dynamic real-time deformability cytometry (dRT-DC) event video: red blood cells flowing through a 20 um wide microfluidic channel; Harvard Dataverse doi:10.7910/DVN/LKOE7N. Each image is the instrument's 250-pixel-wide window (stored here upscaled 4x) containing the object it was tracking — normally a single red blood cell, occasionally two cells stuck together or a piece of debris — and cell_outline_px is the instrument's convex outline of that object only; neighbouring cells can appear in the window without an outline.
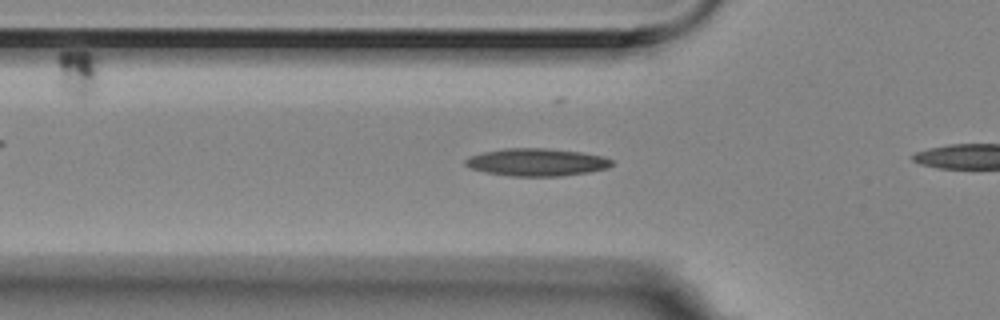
{"species": "Egyptian fruit bat (a non-hibernating species)", "species_latin": "Rousettus aegyptiacus", "temperature_condition": "room temperature", "stored_images_in_passage": 31, "camera_frame_rate_fps": 3000, "um_per_image_px": 0.085, "animal": {"sex": "female"}, "frame": {"image": 1, "passage_image": 4, "time_ms": 1.0, "image_size_px": [1000, 320], "cell_outline_px": [[612, 164], [608, 168], [588, 172], [560, 176], [512, 176], [484, 172], [472, 168], [464, 164], [464, 160], [468, 156], [484, 152], [504, 148], [548, 148], [580, 152], [604, 156], [612, 160]], "centroid_in_image_um": [45.61, 13.78], "position_along_channel_um": 80.2, "area_um2": 23.52}}
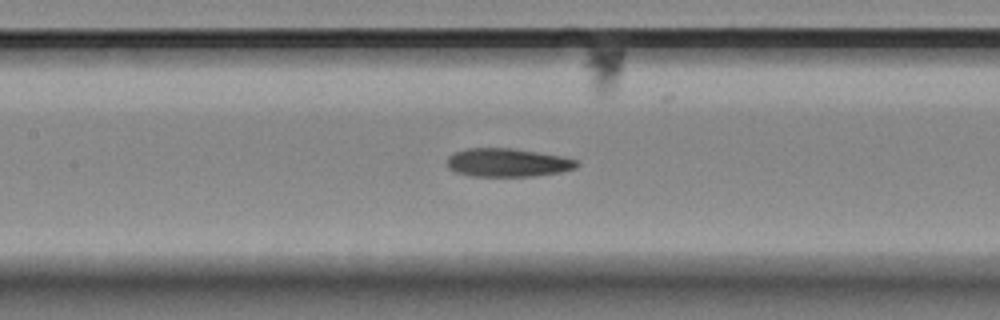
{"frame": {"image": 2, "passage_image": 11, "time_ms": 3.333, "image_size_px": [1000, 320], "cell_outline_px": [[580, 164], [576, 168], [560, 172], [536, 176], [472, 176], [456, 172], [448, 168], [448, 156], [452, 152], [468, 148], [512, 148], [560, 156], [576, 160]], "centroid_in_image_um": [43.13, 13.82], "position_along_channel_um": 164.3, "area_um2": 21.44}}
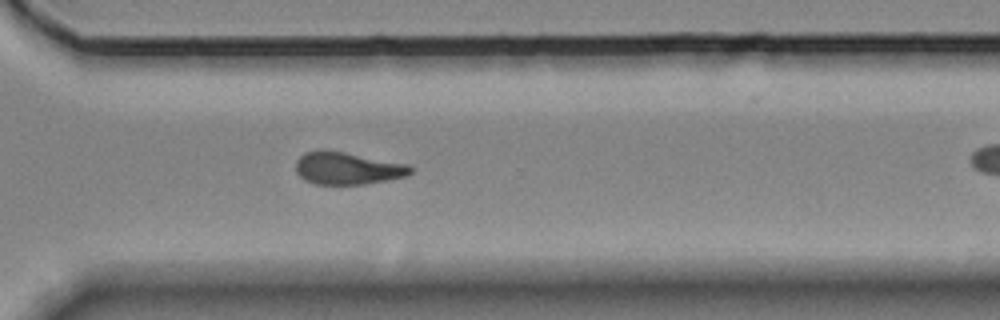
{"frame": {"image": 3, "passage_image": 26, "time_ms": 8.333, "image_size_px": [1000, 320], "cell_outline_px": [[412, 172], [408, 176], [364, 184], [316, 184], [304, 180], [296, 172], [296, 160], [304, 152], [320, 148], [324, 148], [408, 164], [412, 168]], "centroid_in_image_um": [29.5, 14.28], "position_along_channel_um": 341.1, "area_um2": 21.91}}